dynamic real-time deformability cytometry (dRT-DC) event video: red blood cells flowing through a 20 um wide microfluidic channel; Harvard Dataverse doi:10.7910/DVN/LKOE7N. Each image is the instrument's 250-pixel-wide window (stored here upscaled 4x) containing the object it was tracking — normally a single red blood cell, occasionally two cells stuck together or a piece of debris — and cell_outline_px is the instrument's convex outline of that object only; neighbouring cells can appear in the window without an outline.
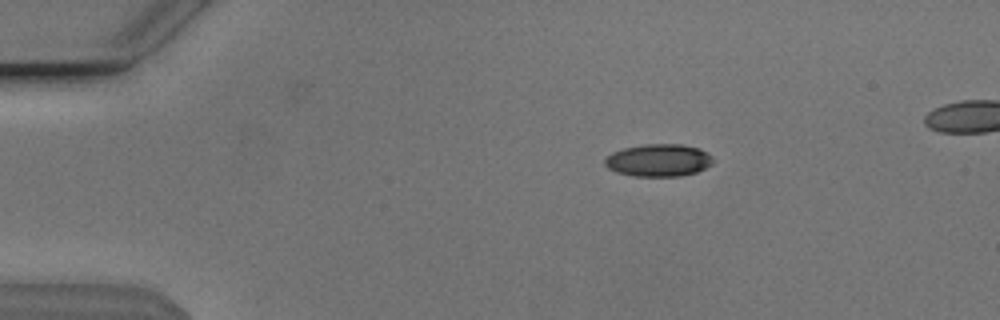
{"species": "Egyptian fruit bat (a non-hibernating species)", "species_latin": "Rousettus aegyptiacus", "temperature_condition": "cold", "stored_images_in_passage": 44, "camera_frame_rate_fps": 3000, "um_per_image_px": 0.085, "animal": {"sex": "male"}, "frame": {"image": 1, "passage_image": 1, "time_ms": 0.0, "image_size_px": [1000, 320], "cell_outline_px": [[712, 164], [696, 172], [680, 176], [636, 176], [616, 172], [608, 168], [604, 164], [604, 160], [612, 152], [624, 148], [644, 144], [680, 144], [700, 148], [708, 152], [712, 156]], "centroid_in_image_um": [55.98, 13.61], "position_along_channel_um": 29.0, "area_um2": 20.46}}
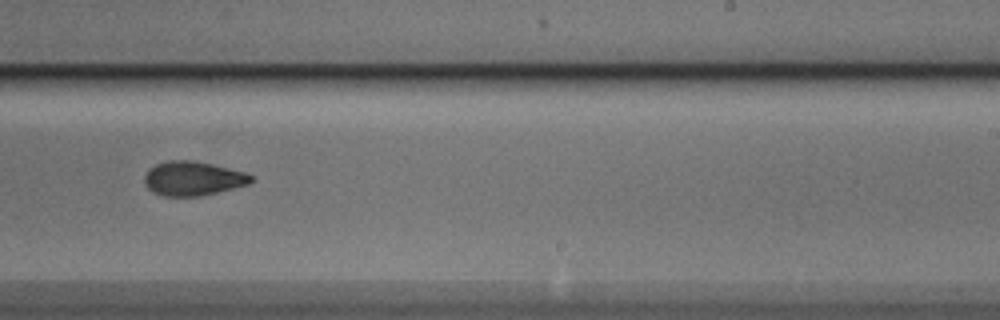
{"frame": {"image": 2, "passage_image": 25, "time_ms": 8.0, "image_size_px": [1000, 320], "cell_outline_px": [[252, 180], [248, 184], [200, 196], [164, 196], [152, 192], [144, 184], [144, 176], [148, 168], [156, 164], [168, 160], [196, 160], [244, 172], [252, 176]], "centroid_in_image_um": [16.34, 15.16], "position_along_channel_um": 272.7, "area_um2": 21.21}}
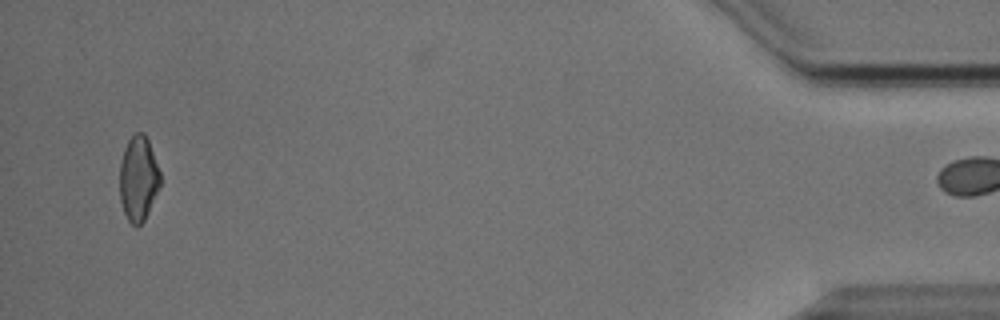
{"frame": {"image": 3, "passage_image": 43, "time_ms": 14.0, "image_size_px": [1000, 320], "cell_outline_px": [[160, 184], [148, 212], [144, 220], [136, 228], [128, 220], [124, 212], [120, 200], [120, 164], [124, 148], [128, 140], [136, 132], [144, 132], [148, 140], [160, 172]], "centroid_in_image_um": [11.75, 15.17], "position_along_channel_um": 423.5, "area_um2": 19.88}}